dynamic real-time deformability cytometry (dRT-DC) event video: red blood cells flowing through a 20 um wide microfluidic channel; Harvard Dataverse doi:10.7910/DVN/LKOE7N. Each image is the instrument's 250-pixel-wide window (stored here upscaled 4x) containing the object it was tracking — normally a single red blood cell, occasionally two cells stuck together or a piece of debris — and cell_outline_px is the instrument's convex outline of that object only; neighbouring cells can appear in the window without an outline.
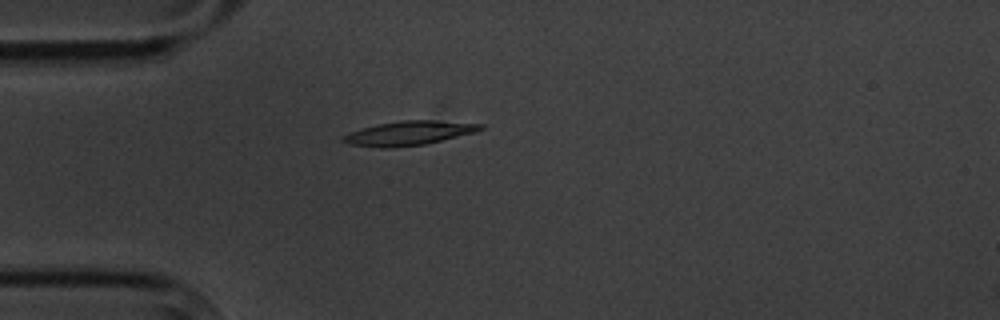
{"species": "common noctule bat (a hibernating species)", "species_latin": "Nyctalus noctula", "temperature_condition": "cold", "stored_images_in_passage": 5, "camera_frame_rate_fps": 3000, "um_per_image_px": 0.085, "animal": {"sex": "male", "body_mass_g": 20.1, "forearm_length_mm": 53.5}, "frame": {"image": 1, "passage_image": 4, "time_ms": 4.333, "image_size_px": [1000, 320], "cell_outline_px": [[484, 128], [476, 132], [424, 144], [384, 148], [380, 148], [348, 144], [340, 140], [340, 136], [348, 132], [376, 124], [404, 120], [436, 120], [484, 124]], "centroid_in_image_um": [34.7, 11.31], "position_along_channel_um": 50.3, "area_um2": 19.42}}